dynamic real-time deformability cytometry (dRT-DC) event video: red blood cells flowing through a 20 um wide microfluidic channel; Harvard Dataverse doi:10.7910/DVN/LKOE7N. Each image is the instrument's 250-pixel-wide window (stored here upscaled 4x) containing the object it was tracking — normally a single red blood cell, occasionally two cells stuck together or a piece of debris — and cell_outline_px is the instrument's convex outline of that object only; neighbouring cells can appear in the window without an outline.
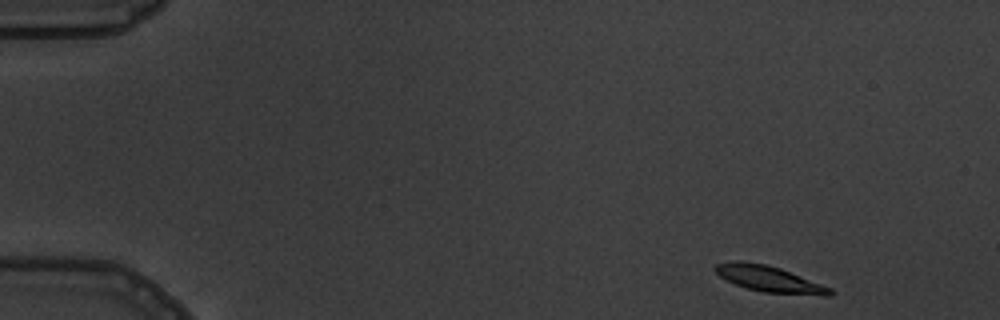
{"species": "common noctule bat (a hibernating species)", "species_latin": "Nyctalus noctula", "temperature_condition": "warm", "stored_images_in_passage": 4, "camera_frame_rate_fps": 3000, "um_per_image_px": 0.085, "animal": {"sex": "male", "body_mass_g": 19.5, "forearm_length_mm": 54.6}, "frame": {"image": 1, "passage_image": 1, "time_ms": 0.0, "image_size_px": [1000, 320], "cell_outline_px": [[836, 292], [832, 296], [824, 296], [764, 292], [744, 288], [720, 276], [712, 268], [716, 264], [732, 260], [740, 260], [764, 264], [780, 268], [832, 288]], "centroid_in_image_um": [65.41, 23.72], "position_along_channel_um": 19.6, "area_um2": 17.57}}
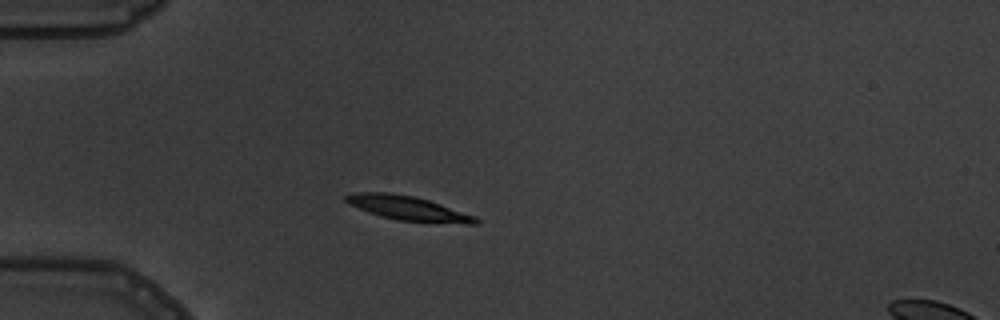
{"frame": {"image": 2, "passage_image": 4, "time_ms": 3.333, "image_size_px": [1000, 320], "cell_outline_px": [[480, 224], [464, 224], [396, 220], [380, 216], [368, 212], [348, 204], [344, 200], [344, 196], [356, 192], [388, 192], [416, 196], [476, 216], [480, 220]], "centroid_in_image_um": [34.68, 17.7], "position_along_channel_um": 50.3, "area_um2": 18.55}}